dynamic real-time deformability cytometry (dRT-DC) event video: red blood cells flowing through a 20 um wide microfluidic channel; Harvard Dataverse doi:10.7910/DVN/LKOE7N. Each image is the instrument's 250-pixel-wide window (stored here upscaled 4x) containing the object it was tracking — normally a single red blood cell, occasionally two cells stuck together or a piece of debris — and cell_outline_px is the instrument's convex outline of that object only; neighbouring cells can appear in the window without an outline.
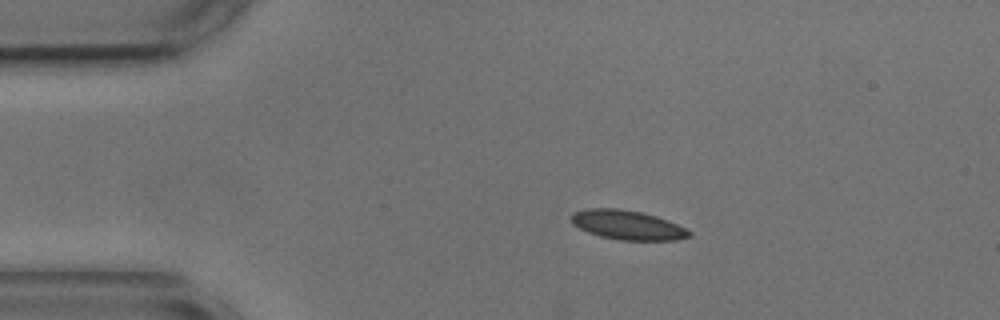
{"species": "common noctule bat (a hibernating species)", "species_latin": "Nyctalus noctula", "temperature_condition": "cold", "stored_images_in_passage": 4, "camera_frame_rate_fps": 3000, "um_per_image_px": 0.085, "animal": {"sex": "male", "body_mass_g": 17.9, "forearm_length_mm": 54.2}, "frame": {"image": 1, "passage_image": 2, "time_ms": 2.0, "image_size_px": [1000, 320], "cell_outline_px": [[692, 236], [676, 240], [620, 240], [600, 236], [588, 232], [572, 224], [572, 212], [588, 208], [620, 208], [644, 212], [668, 220], [692, 232]], "centroid_in_image_um": [53.34, 19.11], "position_along_channel_um": 31.7, "area_um2": 20.23}}
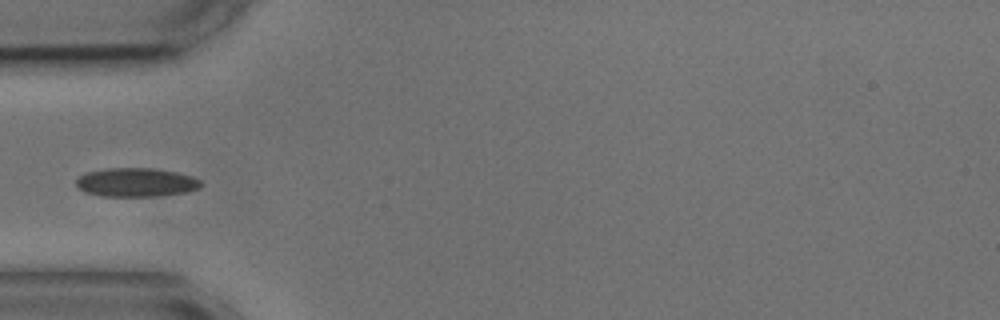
{"frame": {"image": 2, "passage_image": 4, "time_ms": 4.333, "image_size_px": [1000, 320], "cell_outline_px": [[204, 184], [200, 188], [188, 192], [156, 196], [100, 196], [84, 192], [76, 184], [76, 180], [84, 172], [104, 168], [152, 168], [176, 172], [192, 176], [200, 180]], "centroid_in_image_um": [11.58, 15.5], "position_along_channel_um": 73.4, "area_um2": 21.15}}